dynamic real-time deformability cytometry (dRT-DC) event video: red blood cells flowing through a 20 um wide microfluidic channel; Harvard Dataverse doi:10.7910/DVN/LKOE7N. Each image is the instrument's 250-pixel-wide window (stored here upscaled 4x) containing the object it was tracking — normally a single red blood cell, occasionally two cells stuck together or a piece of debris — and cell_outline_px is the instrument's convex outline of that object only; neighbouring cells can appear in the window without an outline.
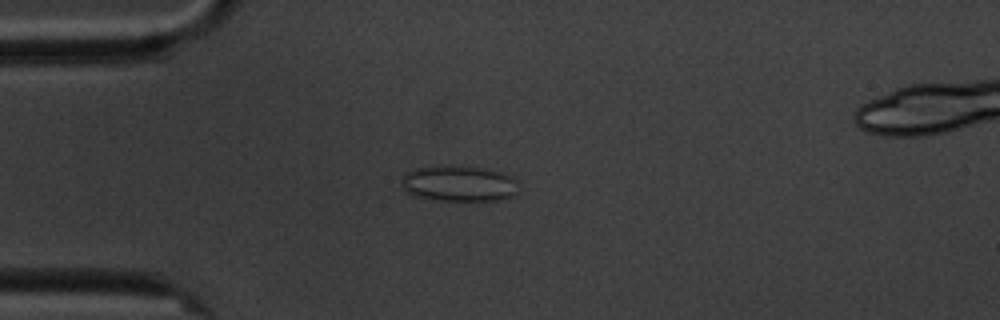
{"species": "common noctule bat (a hibernating species)", "species_latin": "Nyctalus noctula", "temperature_condition": "cold", "stored_images_in_passage": 5, "camera_frame_rate_fps": 3000, "um_per_image_px": 0.085, "animal": {"sex": "male", "body_mass_g": 20.1, "forearm_length_mm": 53.5}, "frame": {"image": 1, "passage_image": 1, "time_ms": 0.0, "image_size_px": [1000, 320], "cell_outline_px": [[512, 196], [496, 200], [440, 200], [412, 196], [400, 184], [400, 180], [408, 172], [416, 168], [476, 168], [500, 172], [512, 176]], "centroid_in_image_um": [38.9, 15.64], "position_along_channel_um": 46.1, "area_um2": 22.95}}
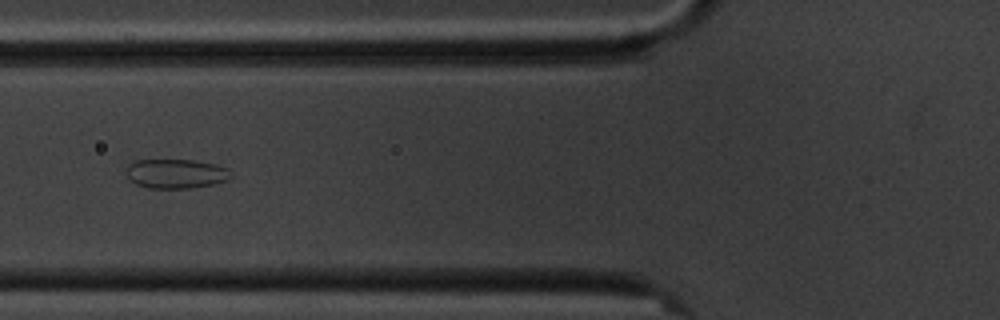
{"frame": {"image": 2, "passage_image": 3, "time_ms": 2.333, "image_size_px": [1000, 320], "cell_outline_px": [[232, 176], [228, 180], [212, 184], [188, 188], [148, 188], [136, 184], [128, 180], [124, 172], [128, 164], [136, 160], [196, 160], [216, 164], [228, 168], [232, 172]], "centroid_in_image_um": [14.93, 14.75], "position_along_channel_um": 110.9, "area_um2": 18.21}}